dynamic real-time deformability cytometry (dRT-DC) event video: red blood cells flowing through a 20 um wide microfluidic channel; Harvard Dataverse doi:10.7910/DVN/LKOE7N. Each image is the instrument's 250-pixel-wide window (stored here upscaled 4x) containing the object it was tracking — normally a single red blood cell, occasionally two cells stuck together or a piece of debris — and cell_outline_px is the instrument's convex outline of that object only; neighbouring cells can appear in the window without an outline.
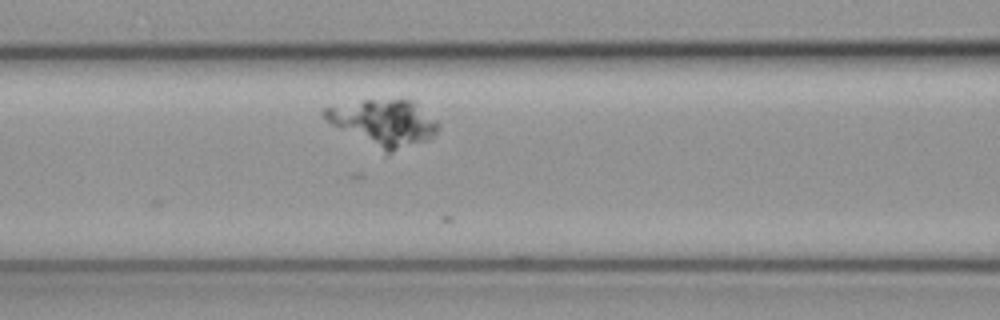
{"species": "common noctule bat (a hibernating species)", "species_latin": "Nyctalus noctula", "temperature_condition": "cold", "stored_images_in_passage": 15, "camera_frame_rate_fps": 3000, "um_per_image_px": 0.085, "animal": {"sex": "female", "body_mass_g": 19.3, "forearm_length_mm": 54.1}, "frame": {"image": 1, "passage_image": 7, "time_ms": 2.0, "image_size_px": [1000, 320], "cell_outline_px": [[440, 128], [428, 140], [384, 156], [324, 120], [320, 116], [320, 112], [324, 108], [364, 100], [408, 96], [436, 120], [440, 124]], "centroid_in_image_um": [32.6, 10.45], "position_along_channel_um": 134.0, "area_um2": 32.14}}
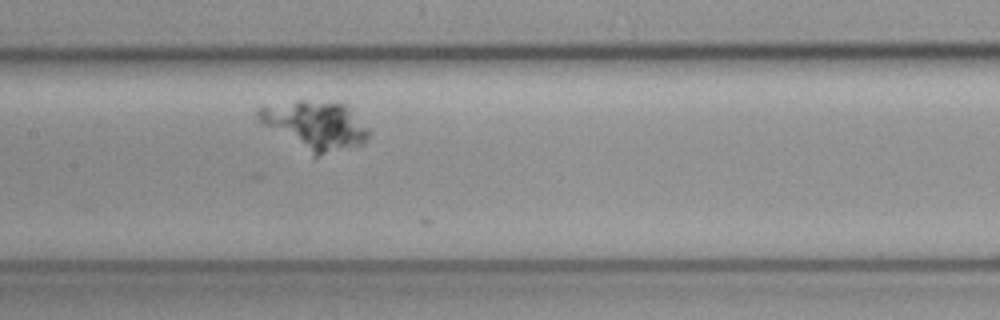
{"frame": {"image": 2, "passage_image": 11, "time_ms": 3.333, "image_size_px": [1000, 320], "cell_outline_px": [[372, 132], [360, 144], [316, 156], [264, 124], [256, 116], [256, 108], [260, 104], [296, 100], [304, 100], [348, 104], [352, 108]], "centroid_in_image_um": [26.79, 10.57], "position_along_channel_um": 180.6, "area_um2": 30.98}}